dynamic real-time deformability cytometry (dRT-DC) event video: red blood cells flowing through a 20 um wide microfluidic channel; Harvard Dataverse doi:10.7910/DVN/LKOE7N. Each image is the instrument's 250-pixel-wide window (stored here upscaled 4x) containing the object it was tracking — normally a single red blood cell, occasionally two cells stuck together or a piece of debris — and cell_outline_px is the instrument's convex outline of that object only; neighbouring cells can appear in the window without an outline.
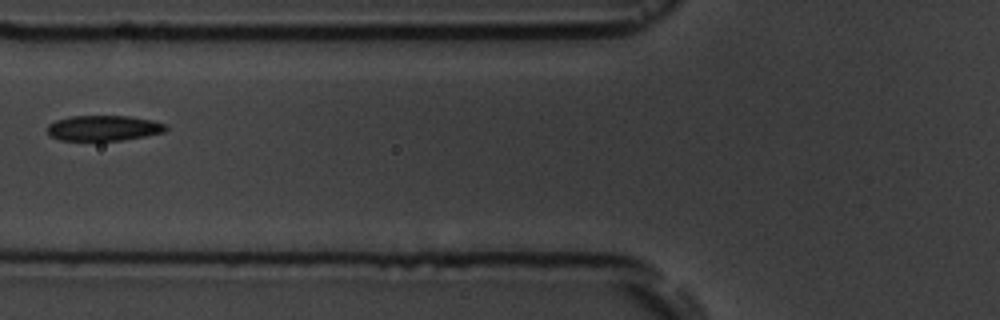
{"species": "common noctule bat (a hibernating species)", "species_latin": "Nyctalus noctula", "temperature_condition": "room temperature", "stored_images_in_passage": 12, "camera_frame_rate_fps": 3000, "um_per_image_px": 0.085, "animal": {"sex": "male", "body_mass_g": 19.5, "forearm_length_mm": 54.6}, "frame": {"image": 1, "passage_image": 3, "time_ms": 3.333, "image_size_px": [1000, 320], "cell_outline_px": [[168, 128], [164, 132], [144, 136], [120, 140], [60, 140], [52, 136], [48, 132], [48, 124], [56, 120], [72, 116], [128, 116], [152, 120], [168, 124]], "centroid_in_image_um": [8.84, 10.88], "position_along_channel_um": 117.0, "area_um2": 17.4}}
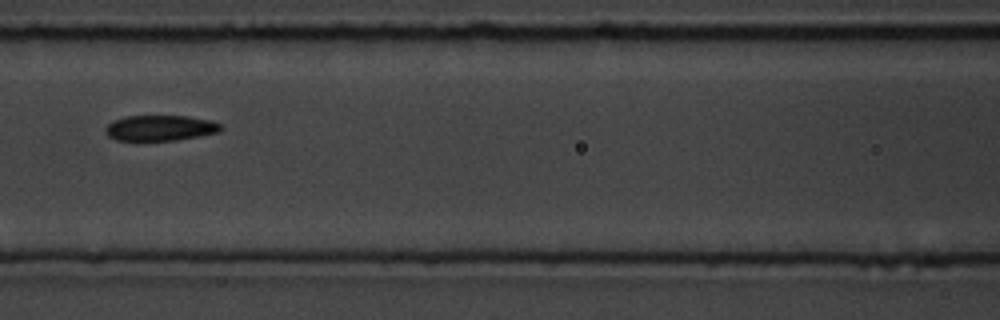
{"frame": {"image": 2, "passage_image": 4, "time_ms": 4.333, "image_size_px": [1000, 320], "cell_outline_px": [[224, 128], [220, 132], [176, 140], [116, 140], [108, 136], [104, 132], [104, 128], [112, 120], [124, 116], [188, 116], [212, 120], [220, 124]], "centroid_in_image_um": [13.61, 10.87], "position_along_channel_um": 153.0, "area_um2": 17.34}}
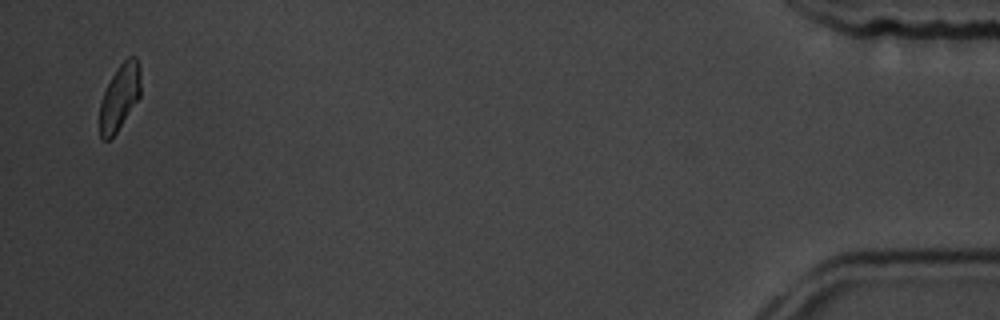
{"frame": {"image": 3, "passage_image": 12, "time_ms": 14.333, "image_size_px": [1000, 320], "cell_outline_px": [[140, 96], [116, 132], [108, 140], [104, 140], [100, 136], [100, 104], [104, 92], [112, 76], [120, 64], [128, 56], [136, 56], [140, 64]], "centroid_in_image_um": [10.18, 8.21], "position_along_channel_um": 425.0, "area_um2": 15.49}, "authors_computed_cell_mechanics": {"area_um2": 17.4845, "velocity_mm_per_s": 3.5952, "shape_relaxation_time_tau1_ms": 2.1567, "shape_relaxation_time_tau2_ms": 2.6302, "deformation_change_tau1": 0.0914, "deformation_change_tau2": 0.0671}}